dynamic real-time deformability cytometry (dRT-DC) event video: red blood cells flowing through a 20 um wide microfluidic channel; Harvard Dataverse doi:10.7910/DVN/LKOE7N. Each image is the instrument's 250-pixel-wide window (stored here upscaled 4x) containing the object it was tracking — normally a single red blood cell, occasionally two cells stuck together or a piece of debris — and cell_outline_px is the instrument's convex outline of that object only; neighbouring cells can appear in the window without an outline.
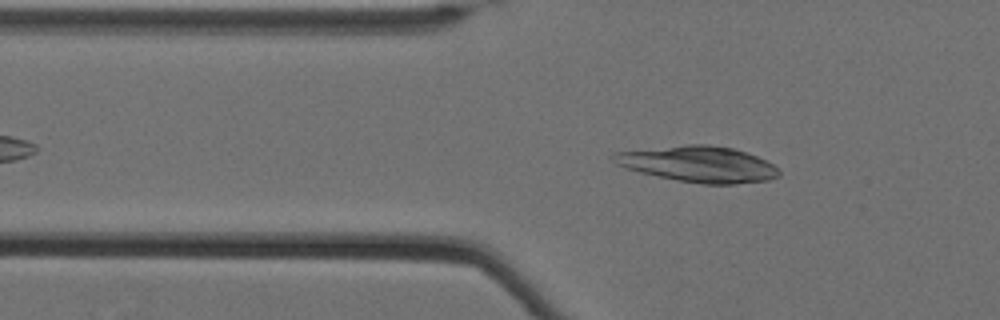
{"species": "Egyptian fruit bat (a non-hibernating species)", "species_latin": "Rousettus aegyptiacus", "temperature_condition": "cold", "stored_images_in_passage": 53, "camera_frame_rate_fps": 3000, "um_per_image_px": 0.085, "animal": {"sex": "female"}, "frame": {"image": 1, "passage_image": 14, "time_ms": 4.333, "image_size_px": [1000, 320], "cell_outline_px": [[780, 176], [768, 180], [736, 184], [700, 184], [640, 172], [616, 164], [608, 156], [612, 152], [688, 144], [708, 144], [732, 148], [756, 156], [780, 168]], "centroid_in_image_um": [59.35, 13.94], "position_along_channel_um": 66.4, "area_um2": 34.62}}
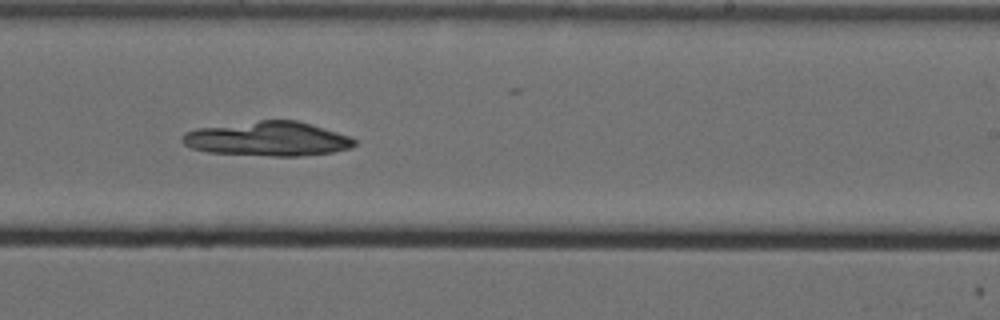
{"frame": {"image": 2, "passage_image": 32, "time_ms": 10.333, "image_size_px": [1000, 320], "cell_outline_px": [[356, 144], [352, 148], [332, 152], [300, 156], [272, 156], [208, 152], [192, 148], [184, 144], [180, 140], [180, 136], [184, 132], [196, 128], [260, 120], [296, 120], [352, 136], [356, 140]], "centroid_in_image_um": [22.76, 11.8], "position_along_channel_um": 266.2, "area_um2": 34.68}}
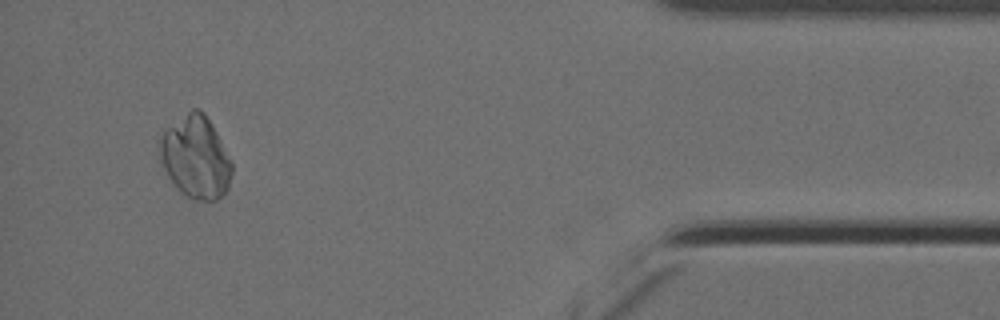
{"frame": {"image": 3, "passage_image": 49, "time_ms": 16.0, "image_size_px": [1000, 320], "cell_outline_px": [[232, 172], [228, 188], [216, 200], [196, 200], [188, 196], [168, 176], [160, 164], [160, 136], [164, 128], [192, 108], [200, 108], [204, 112], [212, 124], [232, 160]], "centroid_in_image_um": [16.63, 13.3], "position_along_channel_um": 418.6, "area_um2": 34.62}}